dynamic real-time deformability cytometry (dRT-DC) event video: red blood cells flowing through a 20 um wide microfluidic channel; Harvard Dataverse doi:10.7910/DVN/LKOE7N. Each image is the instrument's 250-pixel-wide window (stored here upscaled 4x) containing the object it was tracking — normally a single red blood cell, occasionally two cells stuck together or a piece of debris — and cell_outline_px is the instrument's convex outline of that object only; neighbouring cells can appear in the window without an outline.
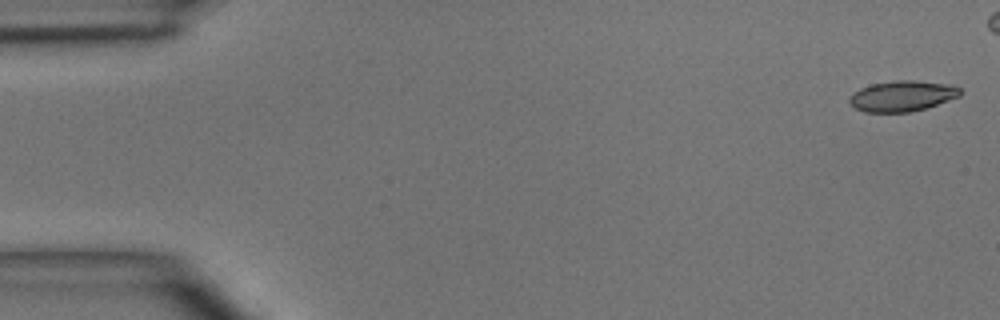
{"species": "common noctule bat (a hibernating species)", "species_latin": "Nyctalus noctula", "temperature_condition": "room temperature", "stored_images_in_passage": 6, "camera_frame_rate_fps": 3000, "um_per_image_px": 0.085, "animal": {"sex": "male", "body_mass_g": 15.6}, "frame": {"image": 1, "passage_image": 1, "time_ms": 0.0, "image_size_px": [1000, 320], "cell_outline_px": [[960, 96], [924, 108], [908, 112], [864, 112], [856, 108], [848, 100], [860, 88], [872, 84], [896, 80], [916, 80], [944, 84], [960, 88]], "centroid_in_image_um": [76.67, 8.16], "position_along_channel_um": 8.3, "area_um2": 19.31}}